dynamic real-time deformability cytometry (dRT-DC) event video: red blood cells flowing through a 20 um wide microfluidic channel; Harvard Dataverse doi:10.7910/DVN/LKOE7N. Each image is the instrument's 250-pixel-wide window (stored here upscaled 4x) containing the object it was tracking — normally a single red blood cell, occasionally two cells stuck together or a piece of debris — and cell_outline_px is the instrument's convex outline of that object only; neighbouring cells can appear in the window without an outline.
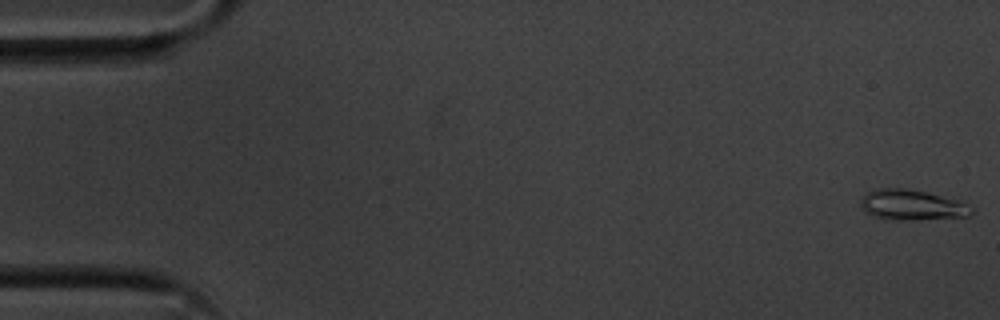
{"species": "common noctule bat (a hibernating species)", "species_latin": "Nyctalus noctula", "temperature_condition": "cold", "stored_images_in_passage": 55, "camera_frame_rate_fps": 3000, "um_per_image_px": 0.085, "animal": {"sex": "male", "body_mass_g": 20.1, "forearm_length_mm": 53.5}, "frame": {"image": 1, "passage_image": 1, "time_ms": 0.0, "image_size_px": [1000, 320], "cell_outline_px": [[976, 212], [972, 216], [908, 220], [892, 220], [876, 216], [868, 212], [860, 204], [860, 200], [868, 192], [876, 188], [904, 188], [964, 200]], "centroid_in_image_um": [77.61, 17.42], "position_along_channel_um": 7.4, "area_um2": 19.71}}
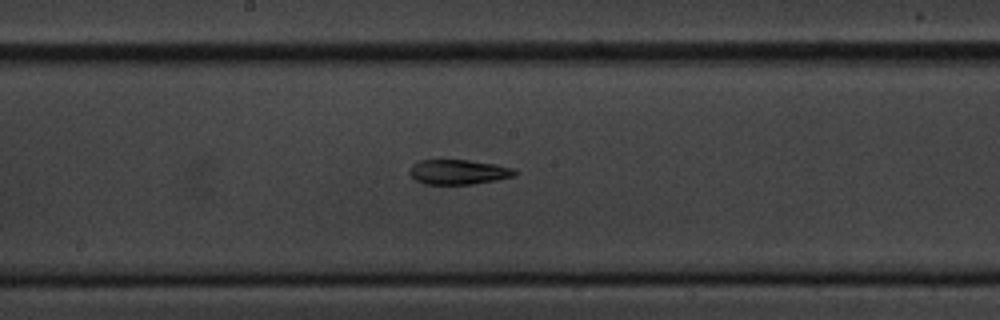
{"frame": {"image": 2, "passage_image": 29, "time_ms": 9.333, "image_size_px": [1000, 320], "cell_outline_px": [[516, 176], [496, 180], [472, 184], [424, 184], [416, 180], [408, 172], [412, 164], [420, 160], [468, 160], [496, 164], [512, 168], [516, 172]], "centroid_in_image_um": [38.95, 14.62], "position_along_channel_um": 209.2, "area_um2": 15.2}}
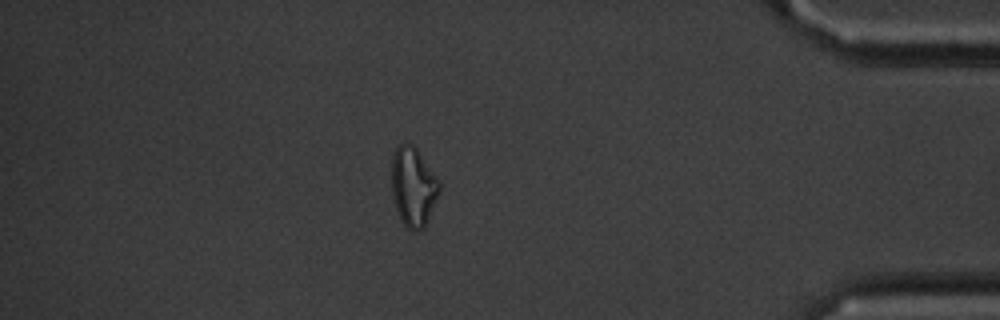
{"frame": {"image": 3, "passage_image": 48, "time_ms": 15.667, "image_size_px": [1000, 320], "cell_outline_px": [[444, 184], [428, 220], [424, 228], [408, 228], [400, 220], [396, 208], [392, 192], [392, 156], [396, 148], [400, 144], [412, 144], [416, 148]], "centroid_in_image_um": [35.17, 15.85], "position_along_channel_um": 400.0, "area_um2": 22.2}, "authors_computed_cell_mechanics": {"area_um2": 16.5886, "velocity_mm_per_s": 3.6202, "shape_relaxation_time_tau1_ms": null, "shape_relaxation_time_tau2_ms": 6.4745, "deformation_change_tau1": null, "deformation_change_tau2": 0.1658}}